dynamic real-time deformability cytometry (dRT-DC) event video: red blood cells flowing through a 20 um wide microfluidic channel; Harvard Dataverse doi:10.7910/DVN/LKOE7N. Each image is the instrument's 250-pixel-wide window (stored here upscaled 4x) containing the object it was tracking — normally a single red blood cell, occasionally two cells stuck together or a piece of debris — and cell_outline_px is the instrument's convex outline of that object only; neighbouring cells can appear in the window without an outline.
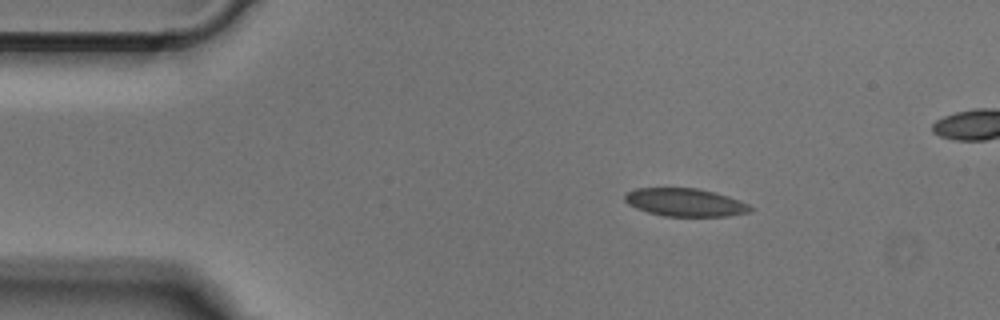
{"species": "Egyptian fruit bat (a non-hibernating species)", "species_latin": "Rousettus aegyptiacus", "temperature_condition": "cold", "stored_images_in_passage": 46, "camera_frame_rate_fps": 3000, "um_per_image_px": 0.085, "animal": {"sex": "male"}, "frame": {"image": 1, "passage_image": 7, "time_ms": 2.0, "image_size_px": [1000, 320], "cell_outline_px": [[756, 208], [748, 212], [728, 216], [664, 216], [648, 212], [636, 208], [628, 204], [624, 200], [624, 196], [628, 192], [636, 188], [696, 188], [716, 192], [740, 200]], "centroid_in_image_um": [58.26, 17.2], "position_along_channel_um": 26.7, "area_um2": 20.52}}
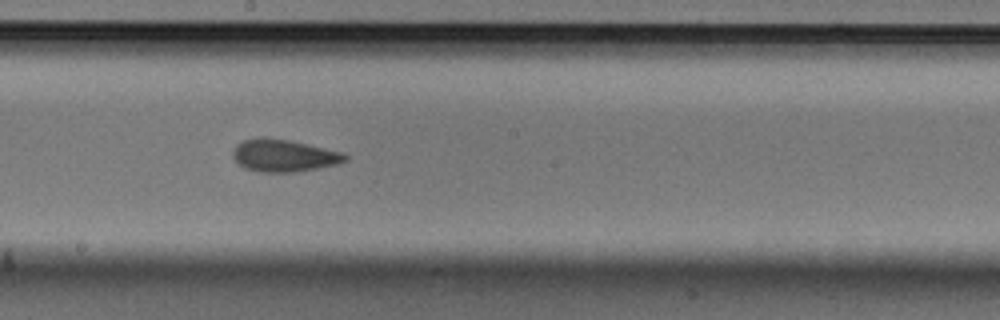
{"frame": {"image": 2, "passage_image": 26, "time_ms": 8.333, "image_size_px": [1000, 320], "cell_outline_px": [[348, 160], [336, 164], [296, 172], [260, 172], [244, 168], [232, 156], [232, 152], [236, 144], [244, 140], [288, 140], [308, 144], [340, 152], [348, 156]], "centroid_in_image_um": [24.13, 13.26], "position_along_channel_um": 224.1, "area_um2": 20.4}}
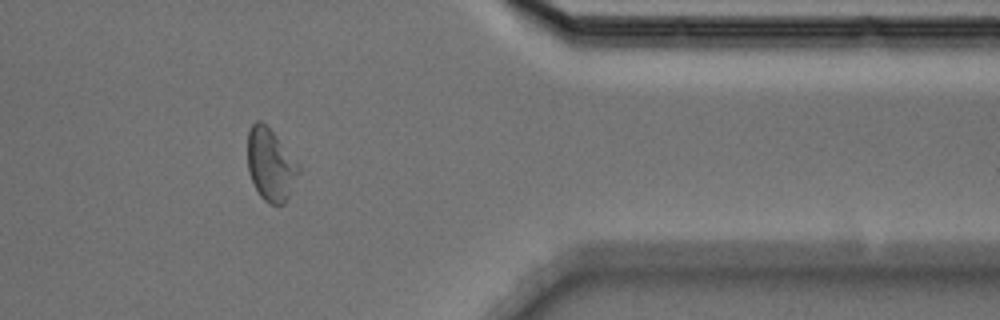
{"frame": {"image": 3, "passage_image": 40, "time_ms": 13.0, "image_size_px": [1000, 320], "cell_outline_px": [[300, 172], [288, 200], [284, 204], [272, 204], [264, 200], [260, 196], [248, 172], [248, 132], [252, 124], [256, 120], [260, 120], [276, 136], [300, 164]], "centroid_in_image_um": [23.02, 14.02], "position_along_channel_um": 388.4, "area_um2": 21.5}}